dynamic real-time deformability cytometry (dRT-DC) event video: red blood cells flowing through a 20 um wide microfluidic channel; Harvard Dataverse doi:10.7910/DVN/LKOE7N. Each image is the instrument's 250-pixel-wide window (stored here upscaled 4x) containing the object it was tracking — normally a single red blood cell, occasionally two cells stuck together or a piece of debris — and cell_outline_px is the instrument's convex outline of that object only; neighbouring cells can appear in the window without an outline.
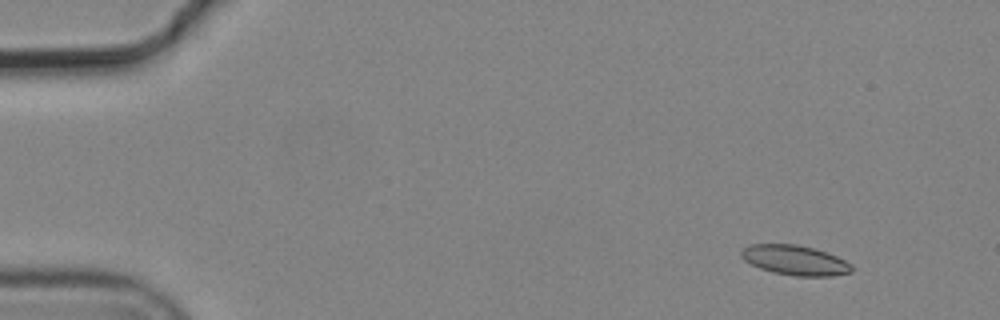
{"species": "common noctule bat (a hibernating species)", "species_latin": "Nyctalus noctula", "temperature_condition": "cold", "stored_images_in_passage": 5, "camera_frame_rate_fps": 3000, "um_per_image_px": 0.085, "animal": {"sex": "male", "body_mass_g": 19.2, "forearm_length_mm": 51.8}, "frame": {"image": 1, "passage_image": 1, "time_ms": 0.0, "image_size_px": [1000, 320], "cell_outline_px": [[852, 272], [832, 276], [796, 276], [772, 272], [760, 268], [744, 260], [740, 256], [740, 252], [748, 244], [796, 244], [812, 248], [836, 256], [852, 264]], "centroid_in_image_um": [67.55, 22.12], "position_along_channel_um": 17.4, "area_um2": 19.13}}
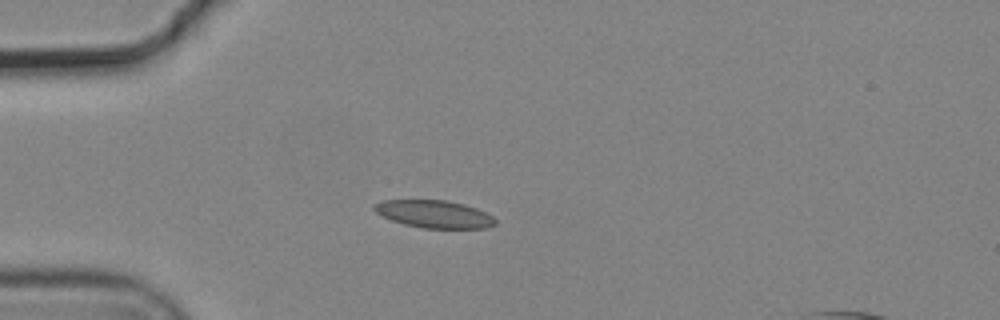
{"frame": {"image": 2, "passage_image": 4, "time_ms": 1.0, "image_size_px": [1000, 320], "cell_outline_px": [[496, 224], [488, 228], [424, 228], [404, 224], [392, 220], [376, 212], [372, 208], [372, 204], [384, 200], [448, 200], [464, 204], [476, 208], [492, 216], [496, 220]], "centroid_in_image_um": [36.91, 18.19], "position_along_channel_um": 48.1, "area_um2": 19.42}}